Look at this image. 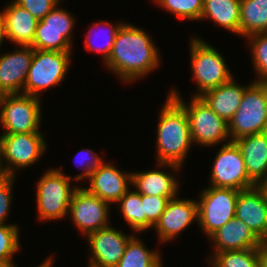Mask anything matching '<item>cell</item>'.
I'll list each match as a JSON object with an SVG mask.
<instances>
[{"label":"cell","mask_w":267,"mask_h":267,"mask_svg":"<svg viewBox=\"0 0 267 267\" xmlns=\"http://www.w3.org/2000/svg\"><path fill=\"white\" fill-rule=\"evenodd\" d=\"M85 153L80 159L81 161H79L81 163V167L84 170L82 174H78L75 179L76 180H81L83 179L85 176L89 179L90 175L99 168V166L103 163V160L101 158V156L97 157L95 154H93V152L91 150H81L80 153ZM92 152V153H91ZM78 153V154H80ZM82 155V154H81ZM88 156V159H87ZM77 163V162H76ZM84 166V167H83Z\"/></svg>","instance_id":"obj_36"},{"label":"cell","mask_w":267,"mask_h":267,"mask_svg":"<svg viewBox=\"0 0 267 267\" xmlns=\"http://www.w3.org/2000/svg\"><path fill=\"white\" fill-rule=\"evenodd\" d=\"M267 32V0H241L240 35Z\"/></svg>","instance_id":"obj_25"},{"label":"cell","mask_w":267,"mask_h":267,"mask_svg":"<svg viewBox=\"0 0 267 267\" xmlns=\"http://www.w3.org/2000/svg\"><path fill=\"white\" fill-rule=\"evenodd\" d=\"M40 99L25 94L0 95V122L5 128L3 134L41 133Z\"/></svg>","instance_id":"obj_7"},{"label":"cell","mask_w":267,"mask_h":267,"mask_svg":"<svg viewBox=\"0 0 267 267\" xmlns=\"http://www.w3.org/2000/svg\"><path fill=\"white\" fill-rule=\"evenodd\" d=\"M117 203L120 204L121 213L131 229L139 233L146 230V216L143 215V204L139 192L128 190Z\"/></svg>","instance_id":"obj_28"},{"label":"cell","mask_w":267,"mask_h":267,"mask_svg":"<svg viewBox=\"0 0 267 267\" xmlns=\"http://www.w3.org/2000/svg\"><path fill=\"white\" fill-rule=\"evenodd\" d=\"M155 3L180 19H201L203 0H155Z\"/></svg>","instance_id":"obj_29"},{"label":"cell","mask_w":267,"mask_h":267,"mask_svg":"<svg viewBox=\"0 0 267 267\" xmlns=\"http://www.w3.org/2000/svg\"><path fill=\"white\" fill-rule=\"evenodd\" d=\"M143 204V215L146 216V230L154 227L160 219V216L165 210L169 201L167 197L162 196H147L141 194Z\"/></svg>","instance_id":"obj_33"},{"label":"cell","mask_w":267,"mask_h":267,"mask_svg":"<svg viewBox=\"0 0 267 267\" xmlns=\"http://www.w3.org/2000/svg\"><path fill=\"white\" fill-rule=\"evenodd\" d=\"M12 262H1L0 261V267H15Z\"/></svg>","instance_id":"obj_42"},{"label":"cell","mask_w":267,"mask_h":267,"mask_svg":"<svg viewBox=\"0 0 267 267\" xmlns=\"http://www.w3.org/2000/svg\"><path fill=\"white\" fill-rule=\"evenodd\" d=\"M0 15L4 20L7 39L20 46L33 43L38 20L28 10L13 1Z\"/></svg>","instance_id":"obj_21"},{"label":"cell","mask_w":267,"mask_h":267,"mask_svg":"<svg viewBox=\"0 0 267 267\" xmlns=\"http://www.w3.org/2000/svg\"><path fill=\"white\" fill-rule=\"evenodd\" d=\"M231 141L267 131V83L253 81L244 91L238 110L228 122Z\"/></svg>","instance_id":"obj_3"},{"label":"cell","mask_w":267,"mask_h":267,"mask_svg":"<svg viewBox=\"0 0 267 267\" xmlns=\"http://www.w3.org/2000/svg\"><path fill=\"white\" fill-rule=\"evenodd\" d=\"M57 5L42 20L38 21L33 43L36 50L71 51V32L75 18Z\"/></svg>","instance_id":"obj_11"},{"label":"cell","mask_w":267,"mask_h":267,"mask_svg":"<svg viewBox=\"0 0 267 267\" xmlns=\"http://www.w3.org/2000/svg\"><path fill=\"white\" fill-rule=\"evenodd\" d=\"M0 144L1 158L8 164L3 169L9 176L15 175L14 167L19 169L34 164L46 150L41 133L2 134Z\"/></svg>","instance_id":"obj_12"},{"label":"cell","mask_w":267,"mask_h":267,"mask_svg":"<svg viewBox=\"0 0 267 267\" xmlns=\"http://www.w3.org/2000/svg\"><path fill=\"white\" fill-rule=\"evenodd\" d=\"M190 47L191 69L200 91L194 96H201L205 91L225 84L233 78L223 56L211 45L200 38H193Z\"/></svg>","instance_id":"obj_8"},{"label":"cell","mask_w":267,"mask_h":267,"mask_svg":"<svg viewBox=\"0 0 267 267\" xmlns=\"http://www.w3.org/2000/svg\"><path fill=\"white\" fill-rule=\"evenodd\" d=\"M198 201L171 198L160 219L155 224L158 239L170 241L193 222L198 221Z\"/></svg>","instance_id":"obj_16"},{"label":"cell","mask_w":267,"mask_h":267,"mask_svg":"<svg viewBox=\"0 0 267 267\" xmlns=\"http://www.w3.org/2000/svg\"><path fill=\"white\" fill-rule=\"evenodd\" d=\"M150 38L142 29L122 24L104 64L127 83L145 76L160 63L159 52Z\"/></svg>","instance_id":"obj_1"},{"label":"cell","mask_w":267,"mask_h":267,"mask_svg":"<svg viewBox=\"0 0 267 267\" xmlns=\"http://www.w3.org/2000/svg\"><path fill=\"white\" fill-rule=\"evenodd\" d=\"M110 163H102L89 177V193L98 196L108 203H117L129 190L132 173H124ZM129 182V183H128Z\"/></svg>","instance_id":"obj_18"},{"label":"cell","mask_w":267,"mask_h":267,"mask_svg":"<svg viewBox=\"0 0 267 267\" xmlns=\"http://www.w3.org/2000/svg\"><path fill=\"white\" fill-rule=\"evenodd\" d=\"M245 89L232 78L225 84L205 91L200 97L219 117L229 122L240 106Z\"/></svg>","instance_id":"obj_22"},{"label":"cell","mask_w":267,"mask_h":267,"mask_svg":"<svg viewBox=\"0 0 267 267\" xmlns=\"http://www.w3.org/2000/svg\"><path fill=\"white\" fill-rule=\"evenodd\" d=\"M240 148L249 178L259 185L267 180V132L234 141Z\"/></svg>","instance_id":"obj_20"},{"label":"cell","mask_w":267,"mask_h":267,"mask_svg":"<svg viewBox=\"0 0 267 267\" xmlns=\"http://www.w3.org/2000/svg\"><path fill=\"white\" fill-rule=\"evenodd\" d=\"M210 182L213 187L245 190L256 186L249 178L240 148L229 140L214 160Z\"/></svg>","instance_id":"obj_10"},{"label":"cell","mask_w":267,"mask_h":267,"mask_svg":"<svg viewBox=\"0 0 267 267\" xmlns=\"http://www.w3.org/2000/svg\"><path fill=\"white\" fill-rule=\"evenodd\" d=\"M169 95L185 110L193 143L210 146L228 140V122L219 117L200 96L191 98L188 106L177 91L171 90Z\"/></svg>","instance_id":"obj_4"},{"label":"cell","mask_w":267,"mask_h":267,"mask_svg":"<svg viewBox=\"0 0 267 267\" xmlns=\"http://www.w3.org/2000/svg\"><path fill=\"white\" fill-rule=\"evenodd\" d=\"M34 49L21 45V49L0 56V95L19 94L24 89Z\"/></svg>","instance_id":"obj_17"},{"label":"cell","mask_w":267,"mask_h":267,"mask_svg":"<svg viewBox=\"0 0 267 267\" xmlns=\"http://www.w3.org/2000/svg\"><path fill=\"white\" fill-rule=\"evenodd\" d=\"M157 161L163 166L180 169L193 144L185 110L169 95L159 116Z\"/></svg>","instance_id":"obj_2"},{"label":"cell","mask_w":267,"mask_h":267,"mask_svg":"<svg viewBox=\"0 0 267 267\" xmlns=\"http://www.w3.org/2000/svg\"><path fill=\"white\" fill-rule=\"evenodd\" d=\"M70 176L58 169L48 170L38 181L36 200L41 220L62 219L69 212L72 195L77 186L70 187Z\"/></svg>","instance_id":"obj_5"},{"label":"cell","mask_w":267,"mask_h":267,"mask_svg":"<svg viewBox=\"0 0 267 267\" xmlns=\"http://www.w3.org/2000/svg\"><path fill=\"white\" fill-rule=\"evenodd\" d=\"M259 186L262 189V191L264 192L266 199H267V180L260 183Z\"/></svg>","instance_id":"obj_41"},{"label":"cell","mask_w":267,"mask_h":267,"mask_svg":"<svg viewBox=\"0 0 267 267\" xmlns=\"http://www.w3.org/2000/svg\"><path fill=\"white\" fill-rule=\"evenodd\" d=\"M3 38H7V35H6L4 20L0 15V46L3 41Z\"/></svg>","instance_id":"obj_38"},{"label":"cell","mask_w":267,"mask_h":267,"mask_svg":"<svg viewBox=\"0 0 267 267\" xmlns=\"http://www.w3.org/2000/svg\"><path fill=\"white\" fill-rule=\"evenodd\" d=\"M61 0H15L17 4L28 10L38 21L42 20Z\"/></svg>","instance_id":"obj_34"},{"label":"cell","mask_w":267,"mask_h":267,"mask_svg":"<svg viewBox=\"0 0 267 267\" xmlns=\"http://www.w3.org/2000/svg\"><path fill=\"white\" fill-rule=\"evenodd\" d=\"M212 267H260L261 248L213 253Z\"/></svg>","instance_id":"obj_27"},{"label":"cell","mask_w":267,"mask_h":267,"mask_svg":"<svg viewBox=\"0 0 267 267\" xmlns=\"http://www.w3.org/2000/svg\"><path fill=\"white\" fill-rule=\"evenodd\" d=\"M1 160L2 158H1V144H0V179L6 176V173L2 167L3 165L1 163Z\"/></svg>","instance_id":"obj_40"},{"label":"cell","mask_w":267,"mask_h":267,"mask_svg":"<svg viewBox=\"0 0 267 267\" xmlns=\"http://www.w3.org/2000/svg\"><path fill=\"white\" fill-rule=\"evenodd\" d=\"M260 267H267V246L261 248Z\"/></svg>","instance_id":"obj_37"},{"label":"cell","mask_w":267,"mask_h":267,"mask_svg":"<svg viewBox=\"0 0 267 267\" xmlns=\"http://www.w3.org/2000/svg\"><path fill=\"white\" fill-rule=\"evenodd\" d=\"M209 238L215 243V253L262 248L265 245L243 221L236 217L225 223Z\"/></svg>","instance_id":"obj_19"},{"label":"cell","mask_w":267,"mask_h":267,"mask_svg":"<svg viewBox=\"0 0 267 267\" xmlns=\"http://www.w3.org/2000/svg\"><path fill=\"white\" fill-rule=\"evenodd\" d=\"M235 217L243 221L264 244L267 242V199L259 185L240 190Z\"/></svg>","instance_id":"obj_15"},{"label":"cell","mask_w":267,"mask_h":267,"mask_svg":"<svg viewBox=\"0 0 267 267\" xmlns=\"http://www.w3.org/2000/svg\"><path fill=\"white\" fill-rule=\"evenodd\" d=\"M239 192L213 186L202 191L197 202L198 223L208 237L235 217Z\"/></svg>","instance_id":"obj_9"},{"label":"cell","mask_w":267,"mask_h":267,"mask_svg":"<svg viewBox=\"0 0 267 267\" xmlns=\"http://www.w3.org/2000/svg\"><path fill=\"white\" fill-rule=\"evenodd\" d=\"M20 248L18 226L0 224V261L13 262V255Z\"/></svg>","instance_id":"obj_32"},{"label":"cell","mask_w":267,"mask_h":267,"mask_svg":"<svg viewBox=\"0 0 267 267\" xmlns=\"http://www.w3.org/2000/svg\"><path fill=\"white\" fill-rule=\"evenodd\" d=\"M52 259L49 257L45 262L40 264L38 267H52Z\"/></svg>","instance_id":"obj_39"},{"label":"cell","mask_w":267,"mask_h":267,"mask_svg":"<svg viewBox=\"0 0 267 267\" xmlns=\"http://www.w3.org/2000/svg\"><path fill=\"white\" fill-rule=\"evenodd\" d=\"M86 237L92 252L88 267H116L133 236L107 226Z\"/></svg>","instance_id":"obj_14"},{"label":"cell","mask_w":267,"mask_h":267,"mask_svg":"<svg viewBox=\"0 0 267 267\" xmlns=\"http://www.w3.org/2000/svg\"><path fill=\"white\" fill-rule=\"evenodd\" d=\"M14 176L6 175L0 179V224H4L9 213L10 202L12 201V186Z\"/></svg>","instance_id":"obj_35"},{"label":"cell","mask_w":267,"mask_h":267,"mask_svg":"<svg viewBox=\"0 0 267 267\" xmlns=\"http://www.w3.org/2000/svg\"><path fill=\"white\" fill-rule=\"evenodd\" d=\"M109 203L89 193L83 187L74 191L68 214L72 221L85 235L109 226Z\"/></svg>","instance_id":"obj_13"},{"label":"cell","mask_w":267,"mask_h":267,"mask_svg":"<svg viewBox=\"0 0 267 267\" xmlns=\"http://www.w3.org/2000/svg\"><path fill=\"white\" fill-rule=\"evenodd\" d=\"M137 238L134 235L129 240L116 267H162L158 252L147 249Z\"/></svg>","instance_id":"obj_26"},{"label":"cell","mask_w":267,"mask_h":267,"mask_svg":"<svg viewBox=\"0 0 267 267\" xmlns=\"http://www.w3.org/2000/svg\"><path fill=\"white\" fill-rule=\"evenodd\" d=\"M101 23L107 27L106 33H105V31L104 32L102 31L103 32V36H102L103 39L102 40H104L103 44H100V46L99 45L95 46V44L92 42V39H91L92 37H94V35L92 34L93 31L90 28V31L87 33V36H86L87 38L85 40V42H86L85 47H86V49H88L90 51L94 50L96 52L102 53L103 59L105 61L104 63H106L108 61L109 55L111 53L116 34H117L119 28L121 27L122 23L118 24L117 26L116 25L113 26L108 21H106V22L100 21L99 23H95L93 25V28H98V26L100 27ZM99 34H101V33H99ZM99 34H96V36L101 37V35H99Z\"/></svg>","instance_id":"obj_31"},{"label":"cell","mask_w":267,"mask_h":267,"mask_svg":"<svg viewBox=\"0 0 267 267\" xmlns=\"http://www.w3.org/2000/svg\"><path fill=\"white\" fill-rule=\"evenodd\" d=\"M252 50L255 71L258 75L256 82L267 83V33L248 36Z\"/></svg>","instance_id":"obj_30"},{"label":"cell","mask_w":267,"mask_h":267,"mask_svg":"<svg viewBox=\"0 0 267 267\" xmlns=\"http://www.w3.org/2000/svg\"><path fill=\"white\" fill-rule=\"evenodd\" d=\"M241 0H203L201 19L210 18L219 26L240 35Z\"/></svg>","instance_id":"obj_24"},{"label":"cell","mask_w":267,"mask_h":267,"mask_svg":"<svg viewBox=\"0 0 267 267\" xmlns=\"http://www.w3.org/2000/svg\"><path fill=\"white\" fill-rule=\"evenodd\" d=\"M131 184L136 187L137 192L147 196H162L170 200L178 194L179 183L175 177L163 170L133 172Z\"/></svg>","instance_id":"obj_23"},{"label":"cell","mask_w":267,"mask_h":267,"mask_svg":"<svg viewBox=\"0 0 267 267\" xmlns=\"http://www.w3.org/2000/svg\"><path fill=\"white\" fill-rule=\"evenodd\" d=\"M71 51H49L34 49L28 76L22 94L39 97L40 91L59 82L68 71Z\"/></svg>","instance_id":"obj_6"}]
</instances>
